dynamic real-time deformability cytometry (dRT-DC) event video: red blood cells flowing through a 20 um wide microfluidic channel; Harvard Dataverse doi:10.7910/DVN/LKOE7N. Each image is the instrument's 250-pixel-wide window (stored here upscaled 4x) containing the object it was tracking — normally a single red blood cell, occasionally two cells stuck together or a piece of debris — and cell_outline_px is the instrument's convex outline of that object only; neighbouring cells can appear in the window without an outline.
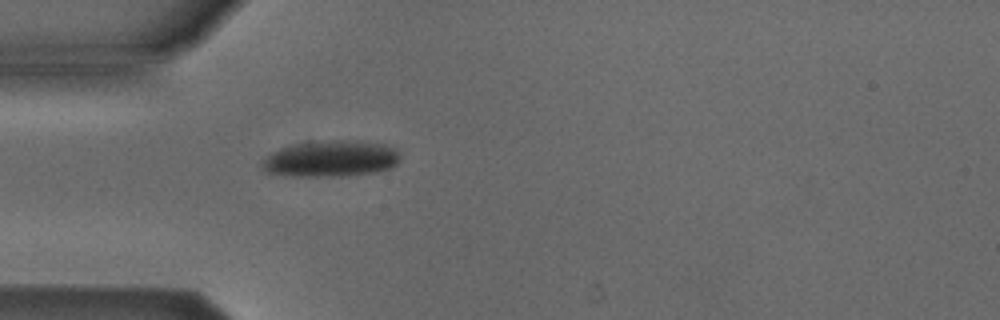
{"species": "Egyptian fruit bat (a non-hibernating species)", "species_latin": "Rousettus aegyptiacus", "temperature_condition": "cold", "stored_images_in_passage": 35, "camera_frame_rate_fps": 3000, "um_per_image_px": 0.085, "animal": {"sex": "male"}, "frame": {"image": 1, "passage_image": 1, "time_ms": 0.0, "image_size_px": [1000, 320], "cell_outline_px": [[400, 156], [396, 164], [388, 168], [376, 172], [348, 176], [292, 176], [268, 172], [260, 164], [272, 152], [280, 148], [292, 144], [332, 140], [360, 140], [384, 144], [396, 148]], "centroid_in_image_um": [28.16, 13.48], "position_along_channel_um": 56.8, "area_um2": 29.19}}
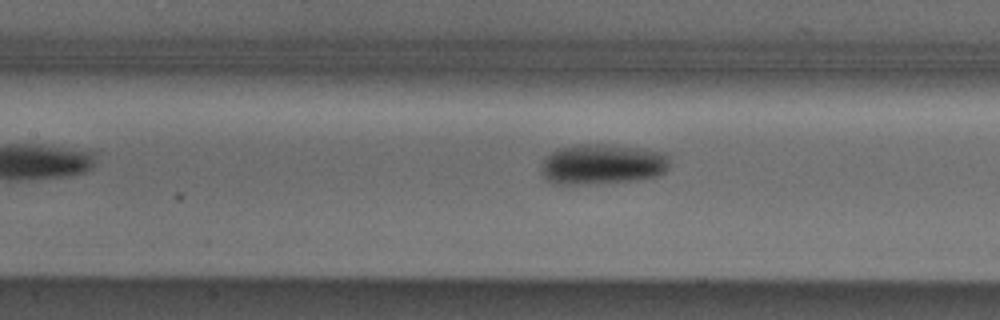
{"frame": {"image": 2, "passage_image": 9, "time_ms": 2.667, "image_size_px": [1000, 320], "cell_outline_px": [[668, 168], [664, 172], [656, 176], [636, 180], [564, 184], [548, 180], [544, 176], [544, 160], [556, 148], [576, 144], [608, 144], [640, 148], [664, 152], [668, 156]], "centroid_in_image_um": [51.25, 13.92], "position_along_channel_um": 156.1, "area_um2": 29.59}}
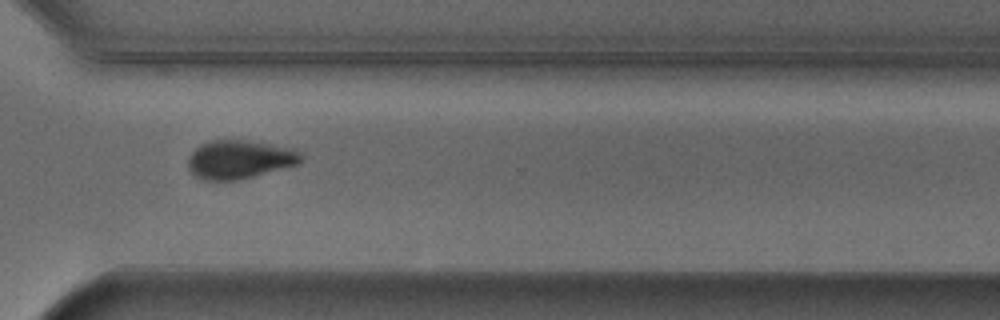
{"frame": {"image": 3, "passage_image": 24, "time_ms": 7.667, "image_size_px": [1000, 320], "cell_outline_px": [[304, 156], [300, 164], [236, 180], [204, 180], [196, 176], [188, 168], [188, 156], [200, 144], [208, 140], [244, 140], [272, 144], [296, 148]], "centroid_in_image_um": [20.39, 13.53], "position_along_channel_um": 350.2, "area_um2": 25.55}, "authors_computed_cell_mechanics": {"area_um2": 27.8596, "velocity_mm_per_s": 3.8858, "shape_relaxation_time_tau1_ms": 2.763, "shape_relaxation_time_tau2_ms": null, "deformation_change_tau1": 0.1042, "deformation_change_tau2": null}}